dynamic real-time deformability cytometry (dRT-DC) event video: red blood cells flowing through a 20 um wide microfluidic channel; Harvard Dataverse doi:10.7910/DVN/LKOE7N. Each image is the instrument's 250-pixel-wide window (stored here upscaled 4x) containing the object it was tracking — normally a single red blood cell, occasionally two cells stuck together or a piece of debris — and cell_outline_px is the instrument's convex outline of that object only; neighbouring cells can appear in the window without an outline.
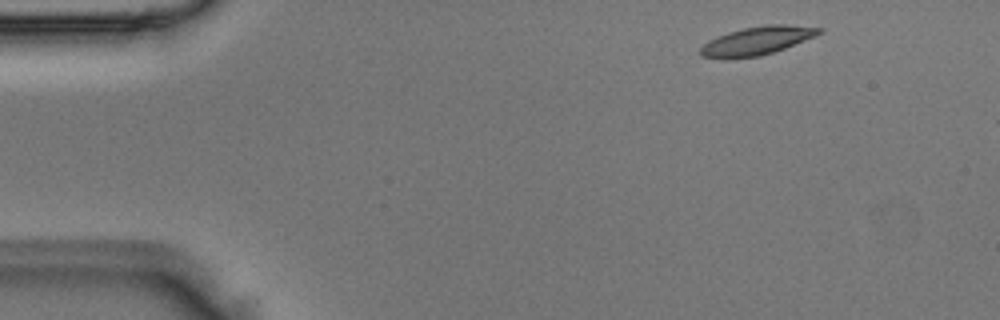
{"species": "Egyptian fruit bat (a non-hibernating species)", "species_latin": "Rousettus aegyptiacus", "temperature_condition": "room temperature", "stored_images_in_passage": 3, "camera_frame_rate_fps": 3000, "um_per_image_px": 0.085, "animal": {"sex": "male"}, "frame": {"image": 1, "passage_image": 1, "time_ms": 0.0, "image_size_px": [1000, 320], "cell_outline_px": [[824, 32], [816, 36], [784, 48], [760, 56], [728, 60], [700, 56], [700, 48], [708, 40], [728, 32], [744, 28], [768, 24], [784, 24], [824, 28]], "centroid_in_image_um": [64.33, 3.48], "position_along_channel_um": 20.7, "area_um2": 19.83}}